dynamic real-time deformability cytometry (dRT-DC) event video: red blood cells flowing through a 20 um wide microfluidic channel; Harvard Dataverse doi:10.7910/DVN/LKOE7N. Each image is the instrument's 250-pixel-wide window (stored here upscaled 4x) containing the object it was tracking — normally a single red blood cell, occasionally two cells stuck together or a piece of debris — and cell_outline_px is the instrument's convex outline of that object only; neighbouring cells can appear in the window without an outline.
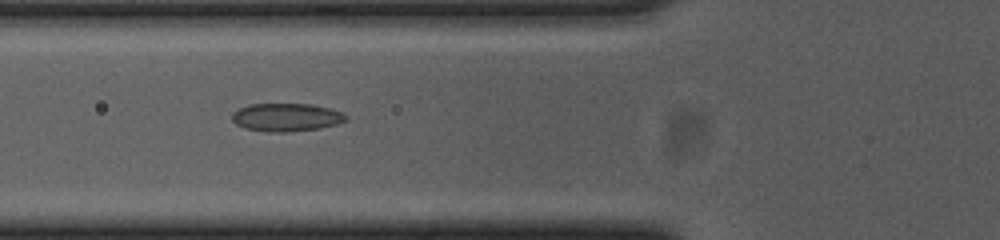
{"species": "common noctule bat (a hibernating species)", "species_latin": "Nyctalus noctula", "temperature_condition": "cold", "stored_images_in_passage": 40, "camera_frame_rate_fps": 3000, "um_per_image_px": 0.085, "animal": {"sex": "female", "body_mass_g": 23.0, "forearm_length_mm": 53.4}, "frame": {"image": 1, "passage_image": 6, "time_ms": 1.667, "image_size_px": [1000, 240], "cell_outline_px": [[348, 120], [336, 124], [320, 128], [284, 132], [268, 132], [244, 128], [236, 124], [232, 120], [232, 112], [240, 108], [252, 104], [312, 104], [344, 112], [348, 116]], "centroid_in_image_um": [24.36, 9.97], "position_along_channel_um": 101.4, "area_um2": 18.67}}
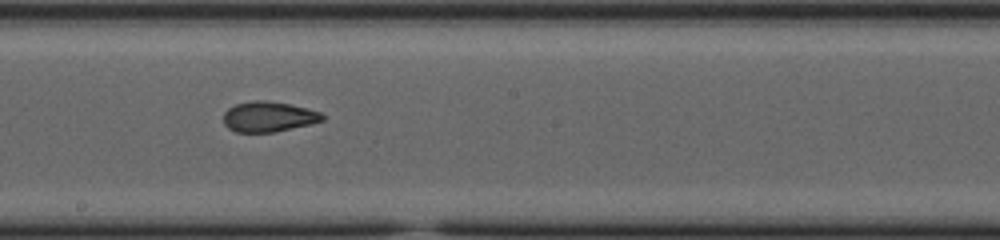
{"frame": {"image": 2, "passage_image": 16, "time_ms": 5.0, "image_size_px": [1000, 240], "cell_outline_px": [[324, 120], [312, 124], [276, 132], [236, 132], [228, 128], [224, 124], [224, 112], [228, 108], [236, 104], [252, 100], [268, 100], [308, 108], [320, 112], [324, 116]], "centroid_in_image_um": [22.83, 9.92], "position_along_channel_um": 225.4, "area_um2": 17.63}}
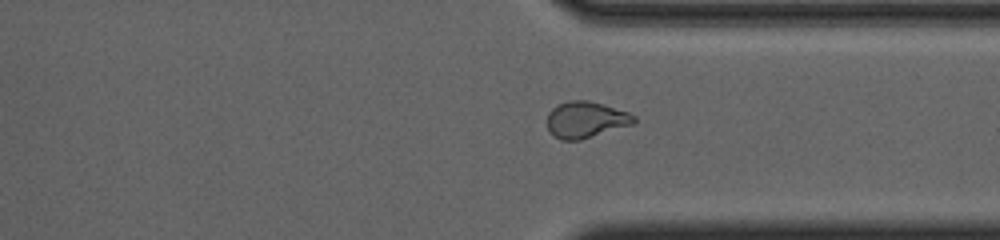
{"frame": {"image": 3, "passage_image": 27, "time_ms": 8.667, "image_size_px": [1000, 240], "cell_outline_px": [[636, 120], [632, 124], [580, 140], [560, 140], [552, 136], [548, 128], [548, 112], [556, 104], [568, 100], [588, 100], [604, 104], [628, 112], [636, 116]], "centroid_in_image_um": [49.76, 10.16], "position_along_channel_um": 361.6, "area_um2": 18.5}}